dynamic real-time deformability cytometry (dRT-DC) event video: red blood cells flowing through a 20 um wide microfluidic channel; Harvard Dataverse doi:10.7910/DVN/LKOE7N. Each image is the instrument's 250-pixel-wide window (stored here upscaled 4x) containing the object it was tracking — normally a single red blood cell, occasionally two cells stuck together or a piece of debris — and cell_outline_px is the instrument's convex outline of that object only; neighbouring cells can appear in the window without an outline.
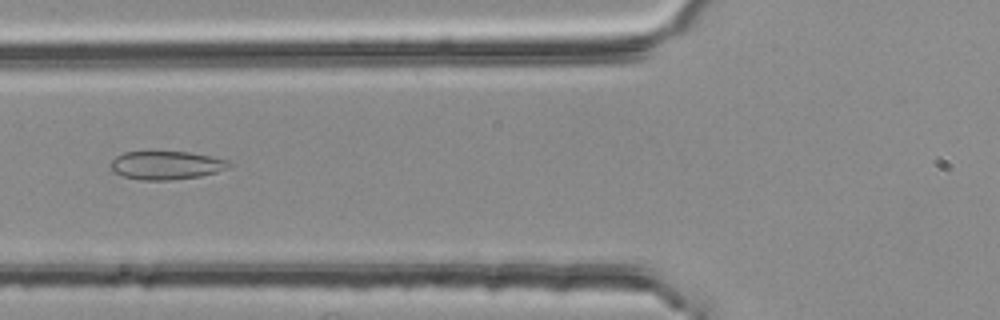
{"species": "common noctule bat (a hibernating species)", "species_latin": "Nyctalus noctula", "temperature_condition": "room temperature", "stored_images_in_passage": 2, "camera_frame_rate_fps": 3000, "um_per_image_px": 0.085, "animal": {"sex": "female", "body_mass_g": 25.1}, "frame": {"image": 1, "passage_image": 2, "time_ms": 0.333, "image_size_px": [1000, 320], "cell_outline_px": [[232, 164], [216, 172], [200, 176], [168, 180], [144, 180], [124, 176], [112, 172], [108, 168], [108, 164], [116, 156], [124, 152], [152, 148], [188, 152], [212, 156], [228, 160]], "centroid_in_image_um": [14.03, 13.99], "position_along_channel_um": 111.8, "area_um2": 20.46}}